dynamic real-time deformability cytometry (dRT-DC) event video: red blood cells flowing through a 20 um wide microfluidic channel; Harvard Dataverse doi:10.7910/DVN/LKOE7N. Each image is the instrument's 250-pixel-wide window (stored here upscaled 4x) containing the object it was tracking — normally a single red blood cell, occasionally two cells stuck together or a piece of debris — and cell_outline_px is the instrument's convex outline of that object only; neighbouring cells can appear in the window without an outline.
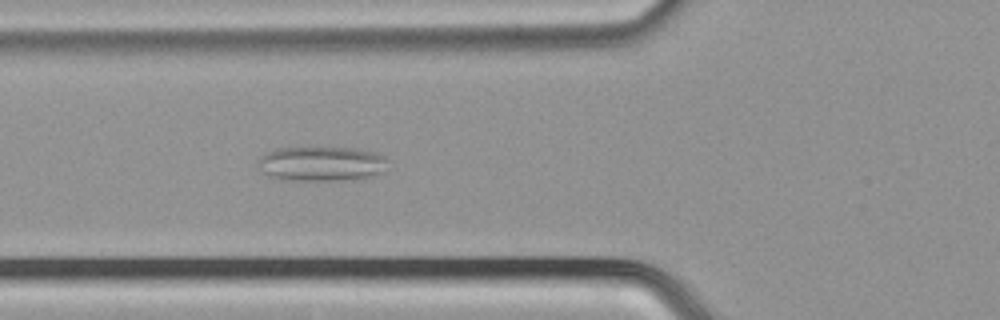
{"species": "common noctule bat (a hibernating species)", "species_latin": "Nyctalus noctula", "temperature_condition": "cold", "stored_images_in_passage": 51, "camera_frame_rate_fps": 3000, "um_per_image_px": 0.085, "animal": {"sex": "male", "body_mass_g": 21.5, "forearm_length_mm": 52.0}, "frame": {"image": 1, "passage_image": 19, "time_ms": 6.0, "image_size_px": [1000, 320], "cell_outline_px": [[384, 172], [364, 180], [280, 180], [268, 176], [256, 164], [260, 156], [264, 152], [276, 148], [356, 148], [376, 152], [384, 156]], "centroid_in_image_um": [27.3, 13.93], "position_along_channel_um": 98.5, "area_um2": 26.65}}
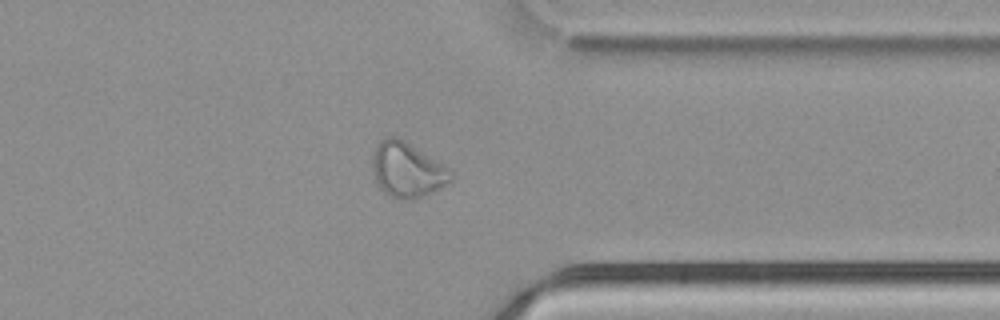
{"frame": {"image": 2, "passage_image": 40, "time_ms": 13.0, "image_size_px": [1000, 320], "cell_outline_px": [[452, 180], [440, 188], [424, 196], [412, 200], [404, 200], [392, 196], [384, 192], [376, 184], [372, 172], [372, 156], [380, 140], [388, 136], [396, 136], [404, 140], [444, 164], [452, 172]], "centroid_in_image_um": [34.6, 14.44], "position_along_channel_um": 376.8, "area_um2": 25.26}}
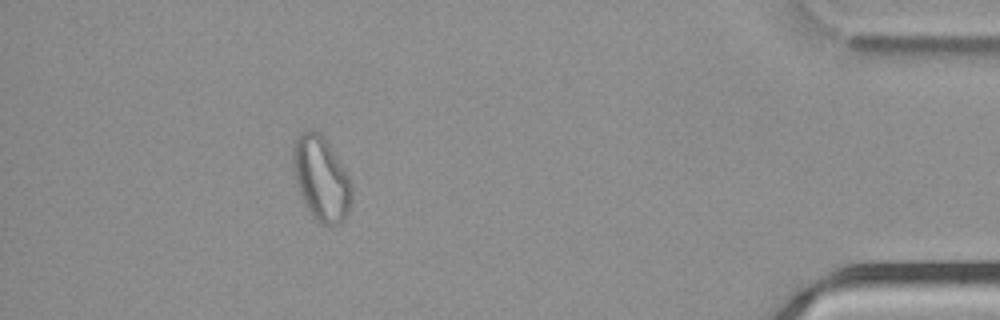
{"frame": {"image": 3, "passage_image": 46, "time_ms": 15.0, "image_size_px": [1000, 320], "cell_outline_px": [[352, 200], [348, 212], [344, 220], [340, 224], [332, 228], [328, 228], [320, 224], [312, 216], [304, 204], [300, 196], [292, 168], [292, 148], [296, 136], [300, 132], [312, 128], [320, 132], [344, 168], [352, 184]], "centroid_in_image_um": [27.28, 15.21], "position_along_channel_um": 407.9, "area_um2": 29.54}}